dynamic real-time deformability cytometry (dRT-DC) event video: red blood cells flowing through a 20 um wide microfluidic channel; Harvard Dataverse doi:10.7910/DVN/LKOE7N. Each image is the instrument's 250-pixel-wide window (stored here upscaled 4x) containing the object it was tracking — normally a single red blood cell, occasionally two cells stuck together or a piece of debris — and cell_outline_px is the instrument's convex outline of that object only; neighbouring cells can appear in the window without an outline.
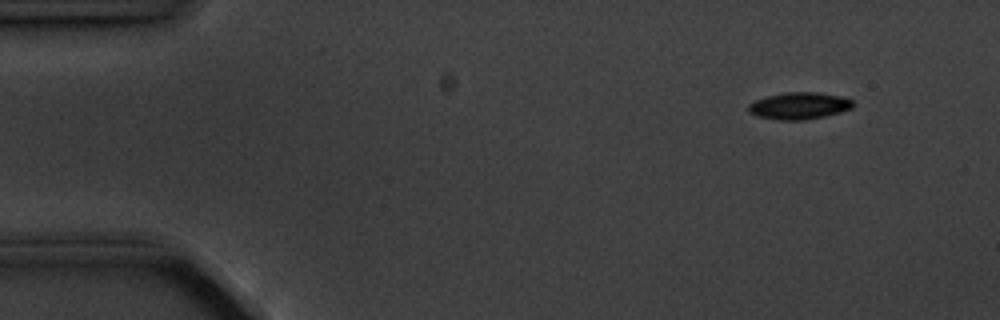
{"species": "common noctule bat (a hibernating species)", "species_latin": "Nyctalus noctula", "temperature_condition": "cold", "stored_images_in_passage": 6, "camera_frame_rate_fps": 3000, "um_per_image_px": 0.085, "animal": {"sex": "male", "body_mass_g": 20.1, "forearm_length_mm": 53.5}, "frame": {"image": 1, "passage_image": 2, "time_ms": 1.0, "image_size_px": [1000, 320], "cell_outline_px": [[852, 108], [840, 112], [824, 116], [804, 120], [776, 120], [756, 116], [748, 112], [748, 104], [764, 96], [784, 92], [816, 92], [840, 96], [852, 100]], "centroid_in_image_um": [67.87, 8.99], "position_along_channel_um": 17.1, "area_um2": 16.47}}
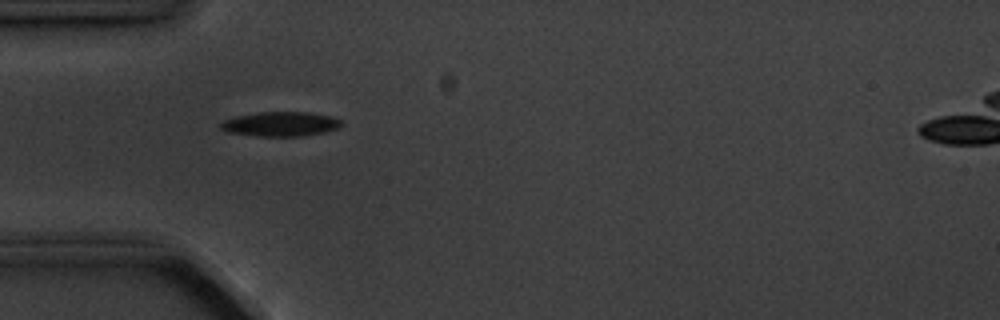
{"frame": {"image": 2, "passage_image": 5, "time_ms": 4.667, "image_size_px": [1000, 320], "cell_outline_px": [[344, 124], [340, 128], [324, 132], [304, 136], [256, 136], [228, 132], [220, 128], [220, 124], [224, 120], [236, 116], [260, 112], [312, 112], [332, 116], [340, 120]], "centroid_in_image_um": [23.89, 10.54], "position_along_channel_um": 61.1, "area_um2": 17.4}}